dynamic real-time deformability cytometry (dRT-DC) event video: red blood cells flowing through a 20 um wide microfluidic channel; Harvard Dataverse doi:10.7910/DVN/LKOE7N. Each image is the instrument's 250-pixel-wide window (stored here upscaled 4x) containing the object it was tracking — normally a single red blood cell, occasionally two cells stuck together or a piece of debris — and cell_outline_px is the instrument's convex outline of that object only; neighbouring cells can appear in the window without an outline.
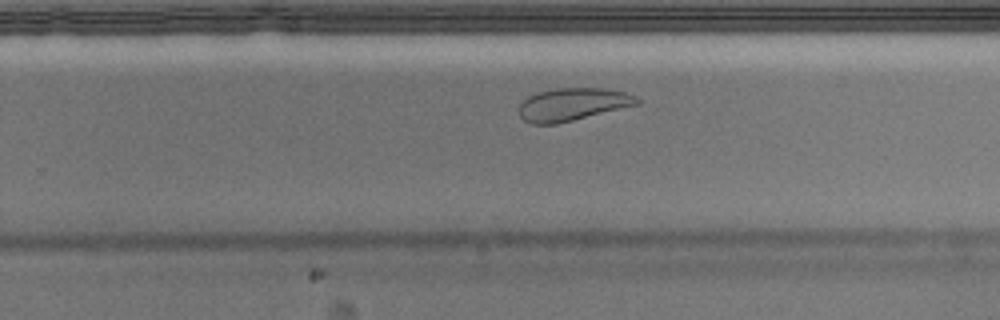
{"species": "Egyptian fruit bat (a non-hibernating species)", "species_latin": "Rousettus aegyptiacus", "temperature_condition": "warm", "stored_images_in_passage": 36, "camera_frame_rate_fps": 3000, "um_per_image_px": 0.085, "animal": {"sex": "male"}, "frame": {"image": 1, "passage_image": 21, "time_ms": 6.667, "image_size_px": [1000, 320], "cell_outline_px": [[640, 104], [556, 124], [532, 124], [524, 120], [520, 116], [520, 104], [528, 96], [536, 92], [556, 88], [604, 88], [624, 92], [640, 100]], "centroid_in_image_um": [48.65, 8.87], "position_along_channel_um": 281.2, "area_um2": 22.31}}